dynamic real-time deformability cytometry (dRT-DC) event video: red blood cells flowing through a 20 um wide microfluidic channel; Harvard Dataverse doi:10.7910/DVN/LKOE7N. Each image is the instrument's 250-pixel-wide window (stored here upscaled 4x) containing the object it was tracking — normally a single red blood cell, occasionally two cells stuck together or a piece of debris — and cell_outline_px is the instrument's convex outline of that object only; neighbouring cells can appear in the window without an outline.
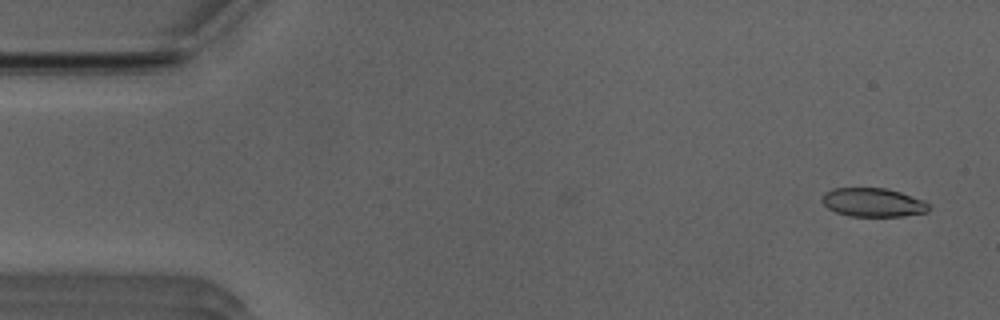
{"species": "Egyptian fruit bat (a non-hibernating species)", "species_latin": "Rousettus aegyptiacus", "temperature_condition": "room temperature", "stored_images_in_passage": 51, "camera_frame_rate_fps": 3000, "um_per_image_px": 0.085, "animal": {"sex": "male"}, "frame": {"image": 1, "passage_image": 2, "time_ms": 0.333, "image_size_px": [1000, 320], "cell_outline_px": [[932, 208], [928, 212], [904, 216], [848, 216], [836, 212], [828, 208], [820, 200], [820, 196], [824, 192], [832, 188], [888, 188], [924, 200]], "centroid_in_image_um": [74.2, 17.2], "position_along_channel_um": 10.8, "area_um2": 18.15}}
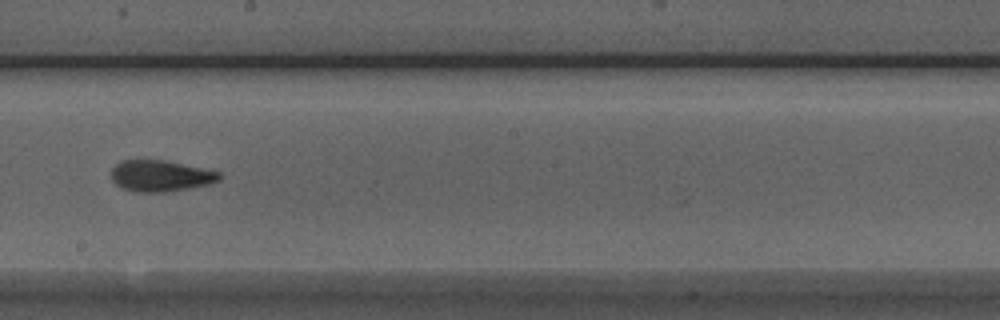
{"frame": {"image": 2, "passage_image": 28, "time_ms": 9.0, "image_size_px": [1000, 320], "cell_outline_px": [[224, 176], [220, 180], [212, 184], [164, 192], [136, 192], [120, 188], [112, 180], [112, 168], [120, 160], [164, 160], [220, 172]], "centroid_in_image_um": [13.66, 14.95], "position_along_channel_um": 234.5, "area_um2": 19.77}}
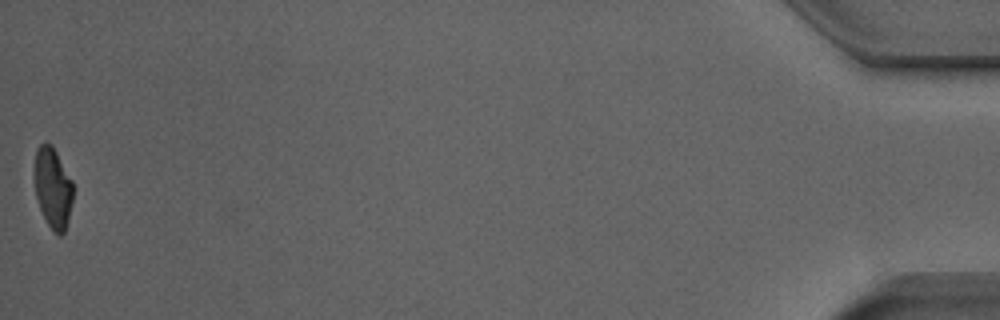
{"frame": {"image": 3, "passage_image": 51, "time_ms": 16.667, "image_size_px": [1000, 320], "cell_outline_px": [[72, 200], [64, 232], [60, 236], [48, 224], [40, 208], [36, 196], [32, 176], [36, 148], [40, 144], [52, 144], [72, 180]], "centroid_in_image_um": [4.45, 15.9], "position_along_channel_um": 430.8, "area_um2": 18.09}, "authors_computed_cell_mechanics": {"area_um2": 19.5364, "velocity_mm_per_s": 3.9346, "shape_relaxation_time_tau1_ms": 3.9338, "shape_relaxation_time_tau2_ms": 2.5218, "deformation_change_tau1": 0.1336, "deformation_change_tau2": 0.0935}}